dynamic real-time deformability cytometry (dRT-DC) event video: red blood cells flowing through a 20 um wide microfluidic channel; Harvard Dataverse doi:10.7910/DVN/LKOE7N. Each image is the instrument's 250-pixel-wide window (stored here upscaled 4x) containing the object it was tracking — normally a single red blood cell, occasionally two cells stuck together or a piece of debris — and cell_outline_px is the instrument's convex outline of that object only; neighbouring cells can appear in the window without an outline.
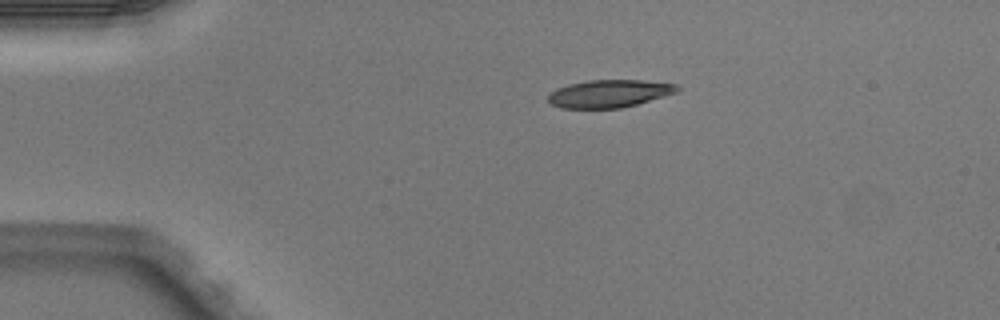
{"species": "Egyptian fruit bat (a non-hibernating species)", "species_latin": "Rousettus aegyptiacus", "temperature_condition": "warm", "stored_images_in_passage": 41, "camera_frame_rate_fps": 3000, "um_per_image_px": 0.085, "animal": {"sex": "male"}, "frame": {"image": 1, "passage_image": 1, "time_ms": 0.0, "image_size_px": [1000, 320], "cell_outline_px": [[680, 88], [676, 92], [664, 96], [636, 104], [620, 108], [560, 108], [552, 104], [548, 100], [548, 96], [556, 88], [568, 84], [588, 80], [640, 80], [676, 84]], "centroid_in_image_um": [51.76, 7.95], "position_along_channel_um": 33.2, "area_um2": 20.63}}
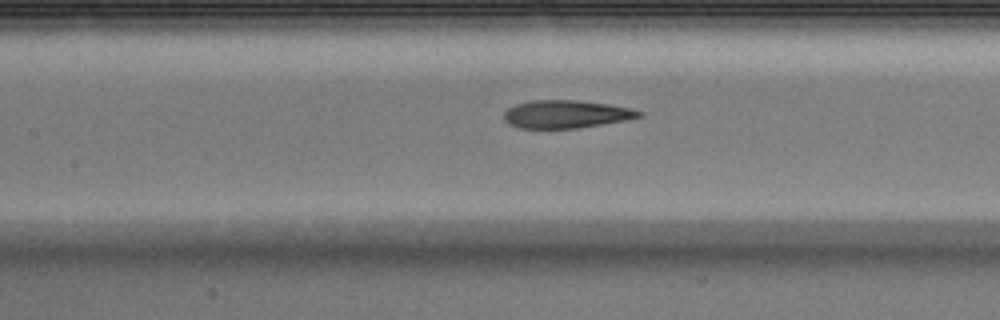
{"frame": {"image": 2, "passage_image": 14, "time_ms": 4.333, "image_size_px": [1000, 320], "cell_outline_px": [[644, 116], [624, 120], [576, 128], [520, 128], [508, 124], [504, 120], [504, 112], [508, 108], [516, 104], [532, 100], [576, 100], [608, 104], [632, 108], [644, 112]], "centroid_in_image_um": [48.11, 9.7], "position_along_channel_um": 159.3, "area_um2": 21.91}}
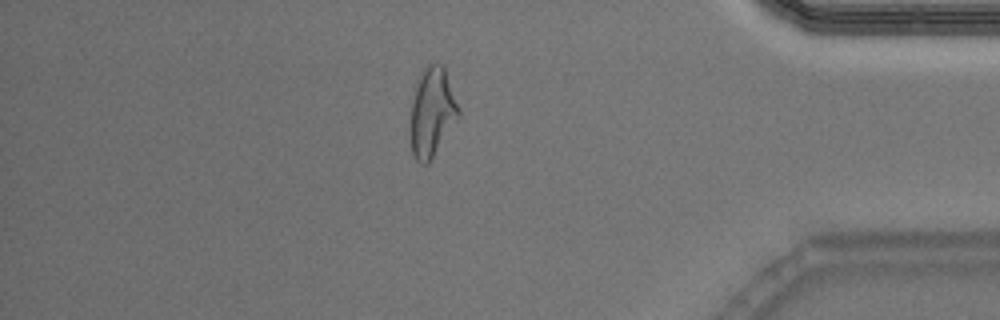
{"frame": {"image": 3, "passage_image": 34, "time_ms": 11.0, "image_size_px": [1000, 320], "cell_outline_px": [[460, 116], [428, 164], [420, 164], [416, 160], [412, 152], [408, 124], [412, 104], [416, 88], [420, 76], [428, 64], [436, 60], [444, 64], [460, 108]], "centroid_in_image_um": [36.73, 9.53], "position_along_channel_um": 398.5, "area_um2": 25.43}, "authors_computed_cell_mechanics": {"area_um2": 23.0622, "velocity_mm_per_s": 4.0415, "shape_relaxation_time_tau1_ms": 4.4754, "shape_relaxation_time_tau2_ms": 2.1762, "deformation_change_tau1": 0.2116, "deformation_change_tau2": 0.119}}